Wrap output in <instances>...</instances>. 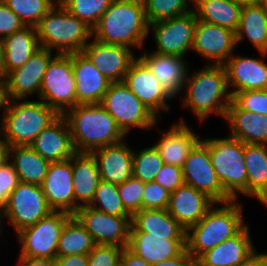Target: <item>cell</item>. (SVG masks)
<instances>
[{"label": "cell", "mask_w": 267, "mask_h": 266, "mask_svg": "<svg viewBox=\"0 0 267 266\" xmlns=\"http://www.w3.org/2000/svg\"><path fill=\"white\" fill-rule=\"evenodd\" d=\"M130 232H144L158 239L186 240L187 231L167 209H141L131 216Z\"/></svg>", "instance_id": "cell-28"}, {"label": "cell", "mask_w": 267, "mask_h": 266, "mask_svg": "<svg viewBox=\"0 0 267 266\" xmlns=\"http://www.w3.org/2000/svg\"><path fill=\"white\" fill-rule=\"evenodd\" d=\"M139 58L174 98L184 89L183 85L190 70L184 57L155 52L147 54L145 51Z\"/></svg>", "instance_id": "cell-26"}, {"label": "cell", "mask_w": 267, "mask_h": 266, "mask_svg": "<svg viewBox=\"0 0 267 266\" xmlns=\"http://www.w3.org/2000/svg\"><path fill=\"white\" fill-rule=\"evenodd\" d=\"M18 16L25 26L36 27L56 0H1Z\"/></svg>", "instance_id": "cell-38"}, {"label": "cell", "mask_w": 267, "mask_h": 266, "mask_svg": "<svg viewBox=\"0 0 267 266\" xmlns=\"http://www.w3.org/2000/svg\"><path fill=\"white\" fill-rule=\"evenodd\" d=\"M153 266H196L195 259L188 253L185 249L177 257H173L162 261L161 263L155 264Z\"/></svg>", "instance_id": "cell-50"}, {"label": "cell", "mask_w": 267, "mask_h": 266, "mask_svg": "<svg viewBox=\"0 0 267 266\" xmlns=\"http://www.w3.org/2000/svg\"><path fill=\"white\" fill-rule=\"evenodd\" d=\"M260 55H262V57H266L267 55V43H266V46L264 47V49L262 51H259Z\"/></svg>", "instance_id": "cell-60"}, {"label": "cell", "mask_w": 267, "mask_h": 266, "mask_svg": "<svg viewBox=\"0 0 267 266\" xmlns=\"http://www.w3.org/2000/svg\"><path fill=\"white\" fill-rule=\"evenodd\" d=\"M88 255H68L56 257L54 266H88Z\"/></svg>", "instance_id": "cell-51"}, {"label": "cell", "mask_w": 267, "mask_h": 266, "mask_svg": "<svg viewBox=\"0 0 267 266\" xmlns=\"http://www.w3.org/2000/svg\"><path fill=\"white\" fill-rule=\"evenodd\" d=\"M231 96L246 90H267V63L264 59L231 55L223 64Z\"/></svg>", "instance_id": "cell-21"}, {"label": "cell", "mask_w": 267, "mask_h": 266, "mask_svg": "<svg viewBox=\"0 0 267 266\" xmlns=\"http://www.w3.org/2000/svg\"><path fill=\"white\" fill-rule=\"evenodd\" d=\"M3 38L0 37V68H1V64H2V60H3Z\"/></svg>", "instance_id": "cell-58"}, {"label": "cell", "mask_w": 267, "mask_h": 266, "mask_svg": "<svg viewBox=\"0 0 267 266\" xmlns=\"http://www.w3.org/2000/svg\"><path fill=\"white\" fill-rule=\"evenodd\" d=\"M72 173L75 203L79 207L88 206L101 181L97 162L93 155L91 153H75L72 156Z\"/></svg>", "instance_id": "cell-32"}, {"label": "cell", "mask_w": 267, "mask_h": 266, "mask_svg": "<svg viewBox=\"0 0 267 266\" xmlns=\"http://www.w3.org/2000/svg\"><path fill=\"white\" fill-rule=\"evenodd\" d=\"M39 100L63 115L76 106V83L70 54H57L49 63Z\"/></svg>", "instance_id": "cell-9"}, {"label": "cell", "mask_w": 267, "mask_h": 266, "mask_svg": "<svg viewBox=\"0 0 267 266\" xmlns=\"http://www.w3.org/2000/svg\"><path fill=\"white\" fill-rule=\"evenodd\" d=\"M3 60L0 76L24 65L40 48L36 27L26 26L22 30L3 38Z\"/></svg>", "instance_id": "cell-30"}, {"label": "cell", "mask_w": 267, "mask_h": 266, "mask_svg": "<svg viewBox=\"0 0 267 266\" xmlns=\"http://www.w3.org/2000/svg\"><path fill=\"white\" fill-rule=\"evenodd\" d=\"M149 24L178 17L191 12L189 3L193 0H142ZM190 1V2H189Z\"/></svg>", "instance_id": "cell-40"}, {"label": "cell", "mask_w": 267, "mask_h": 266, "mask_svg": "<svg viewBox=\"0 0 267 266\" xmlns=\"http://www.w3.org/2000/svg\"><path fill=\"white\" fill-rule=\"evenodd\" d=\"M185 184L205 193L215 203L233 200L223 189L212 165L208 146L200 140L182 167Z\"/></svg>", "instance_id": "cell-13"}, {"label": "cell", "mask_w": 267, "mask_h": 266, "mask_svg": "<svg viewBox=\"0 0 267 266\" xmlns=\"http://www.w3.org/2000/svg\"><path fill=\"white\" fill-rule=\"evenodd\" d=\"M170 193L155 181L146 182L144 186L142 209H167Z\"/></svg>", "instance_id": "cell-46"}, {"label": "cell", "mask_w": 267, "mask_h": 266, "mask_svg": "<svg viewBox=\"0 0 267 266\" xmlns=\"http://www.w3.org/2000/svg\"><path fill=\"white\" fill-rule=\"evenodd\" d=\"M207 65L191 75L187 74L183 85L184 88L186 87L182 100L183 106L192 110L200 123L206 121L212 113L224 118L232 101V96L228 91L225 67Z\"/></svg>", "instance_id": "cell-3"}, {"label": "cell", "mask_w": 267, "mask_h": 266, "mask_svg": "<svg viewBox=\"0 0 267 266\" xmlns=\"http://www.w3.org/2000/svg\"><path fill=\"white\" fill-rule=\"evenodd\" d=\"M71 216L64 211H53L36 224L18 232L17 238L21 244L19 256L54 260L62 228Z\"/></svg>", "instance_id": "cell-10"}, {"label": "cell", "mask_w": 267, "mask_h": 266, "mask_svg": "<svg viewBox=\"0 0 267 266\" xmlns=\"http://www.w3.org/2000/svg\"><path fill=\"white\" fill-rule=\"evenodd\" d=\"M91 234L72 215L62 228L57 248V257L88 255L95 247Z\"/></svg>", "instance_id": "cell-37"}, {"label": "cell", "mask_w": 267, "mask_h": 266, "mask_svg": "<svg viewBox=\"0 0 267 266\" xmlns=\"http://www.w3.org/2000/svg\"><path fill=\"white\" fill-rule=\"evenodd\" d=\"M18 174L8 160L0 165V211L6 207L8 197L19 183Z\"/></svg>", "instance_id": "cell-47"}, {"label": "cell", "mask_w": 267, "mask_h": 266, "mask_svg": "<svg viewBox=\"0 0 267 266\" xmlns=\"http://www.w3.org/2000/svg\"><path fill=\"white\" fill-rule=\"evenodd\" d=\"M52 52L40 47L24 65L4 77L7 100H26L28 95L35 93L39 97L47 67L57 55L53 56Z\"/></svg>", "instance_id": "cell-15"}, {"label": "cell", "mask_w": 267, "mask_h": 266, "mask_svg": "<svg viewBox=\"0 0 267 266\" xmlns=\"http://www.w3.org/2000/svg\"><path fill=\"white\" fill-rule=\"evenodd\" d=\"M163 164L164 161L154 145L138 153L133 151V177L143 183L153 182Z\"/></svg>", "instance_id": "cell-41"}, {"label": "cell", "mask_w": 267, "mask_h": 266, "mask_svg": "<svg viewBox=\"0 0 267 266\" xmlns=\"http://www.w3.org/2000/svg\"><path fill=\"white\" fill-rule=\"evenodd\" d=\"M18 265L22 266H54V260L47 258L19 257Z\"/></svg>", "instance_id": "cell-53"}, {"label": "cell", "mask_w": 267, "mask_h": 266, "mask_svg": "<svg viewBox=\"0 0 267 266\" xmlns=\"http://www.w3.org/2000/svg\"><path fill=\"white\" fill-rule=\"evenodd\" d=\"M121 266H153L128 247H124L121 254Z\"/></svg>", "instance_id": "cell-52"}, {"label": "cell", "mask_w": 267, "mask_h": 266, "mask_svg": "<svg viewBox=\"0 0 267 266\" xmlns=\"http://www.w3.org/2000/svg\"><path fill=\"white\" fill-rule=\"evenodd\" d=\"M123 83L158 118L162 110L169 111L170 106L166 101L174 97L139 57L132 62Z\"/></svg>", "instance_id": "cell-16"}, {"label": "cell", "mask_w": 267, "mask_h": 266, "mask_svg": "<svg viewBox=\"0 0 267 266\" xmlns=\"http://www.w3.org/2000/svg\"><path fill=\"white\" fill-rule=\"evenodd\" d=\"M213 205L217 203L205 193L183 184L170 193L167 211L187 231L197 224Z\"/></svg>", "instance_id": "cell-20"}, {"label": "cell", "mask_w": 267, "mask_h": 266, "mask_svg": "<svg viewBox=\"0 0 267 266\" xmlns=\"http://www.w3.org/2000/svg\"><path fill=\"white\" fill-rule=\"evenodd\" d=\"M128 248L155 265L180 255L186 249V240L158 239L144 232H130Z\"/></svg>", "instance_id": "cell-31"}, {"label": "cell", "mask_w": 267, "mask_h": 266, "mask_svg": "<svg viewBox=\"0 0 267 266\" xmlns=\"http://www.w3.org/2000/svg\"><path fill=\"white\" fill-rule=\"evenodd\" d=\"M249 227L246 225L237 235L226 239L212 249L202 253L196 266H237L254 251Z\"/></svg>", "instance_id": "cell-25"}, {"label": "cell", "mask_w": 267, "mask_h": 266, "mask_svg": "<svg viewBox=\"0 0 267 266\" xmlns=\"http://www.w3.org/2000/svg\"><path fill=\"white\" fill-rule=\"evenodd\" d=\"M161 136L158 143L153 144L164 163L183 167L189 153L201 140L183 119L173 124Z\"/></svg>", "instance_id": "cell-29"}, {"label": "cell", "mask_w": 267, "mask_h": 266, "mask_svg": "<svg viewBox=\"0 0 267 266\" xmlns=\"http://www.w3.org/2000/svg\"><path fill=\"white\" fill-rule=\"evenodd\" d=\"M100 104L126 136L131 128L149 130L158 121V117L123 82L110 83Z\"/></svg>", "instance_id": "cell-8"}, {"label": "cell", "mask_w": 267, "mask_h": 266, "mask_svg": "<svg viewBox=\"0 0 267 266\" xmlns=\"http://www.w3.org/2000/svg\"><path fill=\"white\" fill-rule=\"evenodd\" d=\"M123 248L113 245H95L88 254V266H121Z\"/></svg>", "instance_id": "cell-45"}, {"label": "cell", "mask_w": 267, "mask_h": 266, "mask_svg": "<svg viewBox=\"0 0 267 266\" xmlns=\"http://www.w3.org/2000/svg\"><path fill=\"white\" fill-rule=\"evenodd\" d=\"M230 124V137L244 144L267 145V116L241 109L233 100L224 117Z\"/></svg>", "instance_id": "cell-27"}, {"label": "cell", "mask_w": 267, "mask_h": 266, "mask_svg": "<svg viewBox=\"0 0 267 266\" xmlns=\"http://www.w3.org/2000/svg\"><path fill=\"white\" fill-rule=\"evenodd\" d=\"M5 96V81L4 78L0 76V109H4L6 103Z\"/></svg>", "instance_id": "cell-56"}, {"label": "cell", "mask_w": 267, "mask_h": 266, "mask_svg": "<svg viewBox=\"0 0 267 266\" xmlns=\"http://www.w3.org/2000/svg\"><path fill=\"white\" fill-rule=\"evenodd\" d=\"M113 0H61L59 3L79 20L93 28Z\"/></svg>", "instance_id": "cell-42"}, {"label": "cell", "mask_w": 267, "mask_h": 266, "mask_svg": "<svg viewBox=\"0 0 267 266\" xmlns=\"http://www.w3.org/2000/svg\"><path fill=\"white\" fill-rule=\"evenodd\" d=\"M154 181L169 193L185 184L182 168L166 163L163 164Z\"/></svg>", "instance_id": "cell-48"}, {"label": "cell", "mask_w": 267, "mask_h": 266, "mask_svg": "<svg viewBox=\"0 0 267 266\" xmlns=\"http://www.w3.org/2000/svg\"><path fill=\"white\" fill-rule=\"evenodd\" d=\"M255 250L250 256H248L242 263L237 266H265L266 265V253L258 254Z\"/></svg>", "instance_id": "cell-54"}, {"label": "cell", "mask_w": 267, "mask_h": 266, "mask_svg": "<svg viewBox=\"0 0 267 266\" xmlns=\"http://www.w3.org/2000/svg\"><path fill=\"white\" fill-rule=\"evenodd\" d=\"M88 206L111 215L132 216L123 205L117 185L103 180L98 184L93 199Z\"/></svg>", "instance_id": "cell-39"}, {"label": "cell", "mask_w": 267, "mask_h": 266, "mask_svg": "<svg viewBox=\"0 0 267 266\" xmlns=\"http://www.w3.org/2000/svg\"><path fill=\"white\" fill-rule=\"evenodd\" d=\"M53 211L40 185L19 182L8 197L2 215L8 219L17 234Z\"/></svg>", "instance_id": "cell-11"}, {"label": "cell", "mask_w": 267, "mask_h": 266, "mask_svg": "<svg viewBox=\"0 0 267 266\" xmlns=\"http://www.w3.org/2000/svg\"><path fill=\"white\" fill-rule=\"evenodd\" d=\"M259 5L262 7V9L267 14V0H260Z\"/></svg>", "instance_id": "cell-59"}, {"label": "cell", "mask_w": 267, "mask_h": 266, "mask_svg": "<svg viewBox=\"0 0 267 266\" xmlns=\"http://www.w3.org/2000/svg\"><path fill=\"white\" fill-rule=\"evenodd\" d=\"M76 153L92 151L123 141L126 135L100 104H77L64 114Z\"/></svg>", "instance_id": "cell-2"}, {"label": "cell", "mask_w": 267, "mask_h": 266, "mask_svg": "<svg viewBox=\"0 0 267 266\" xmlns=\"http://www.w3.org/2000/svg\"><path fill=\"white\" fill-rule=\"evenodd\" d=\"M232 100L243 110L267 116V90L236 92Z\"/></svg>", "instance_id": "cell-44"}, {"label": "cell", "mask_w": 267, "mask_h": 266, "mask_svg": "<svg viewBox=\"0 0 267 266\" xmlns=\"http://www.w3.org/2000/svg\"><path fill=\"white\" fill-rule=\"evenodd\" d=\"M241 5L259 4L260 0H234Z\"/></svg>", "instance_id": "cell-57"}, {"label": "cell", "mask_w": 267, "mask_h": 266, "mask_svg": "<svg viewBox=\"0 0 267 266\" xmlns=\"http://www.w3.org/2000/svg\"><path fill=\"white\" fill-rule=\"evenodd\" d=\"M9 161L20 182L42 185L49 161L42 158L31 146L9 147Z\"/></svg>", "instance_id": "cell-35"}, {"label": "cell", "mask_w": 267, "mask_h": 266, "mask_svg": "<svg viewBox=\"0 0 267 266\" xmlns=\"http://www.w3.org/2000/svg\"><path fill=\"white\" fill-rule=\"evenodd\" d=\"M236 45L235 31L197 20L192 50L211 65H223L234 54Z\"/></svg>", "instance_id": "cell-17"}, {"label": "cell", "mask_w": 267, "mask_h": 266, "mask_svg": "<svg viewBox=\"0 0 267 266\" xmlns=\"http://www.w3.org/2000/svg\"><path fill=\"white\" fill-rule=\"evenodd\" d=\"M150 31L142 0H113L92 28V38L105 44L142 48Z\"/></svg>", "instance_id": "cell-1"}, {"label": "cell", "mask_w": 267, "mask_h": 266, "mask_svg": "<svg viewBox=\"0 0 267 266\" xmlns=\"http://www.w3.org/2000/svg\"><path fill=\"white\" fill-rule=\"evenodd\" d=\"M41 187L54 211L73 215L80 208L74 198L72 157L61 162H50Z\"/></svg>", "instance_id": "cell-19"}, {"label": "cell", "mask_w": 267, "mask_h": 266, "mask_svg": "<svg viewBox=\"0 0 267 266\" xmlns=\"http://www.w3.org/2000/svg\"><path fill=\"white\" fill-rule=\"evenodd\" d=\"M0 133V165L9 160V144L2 138Z\"/></svg>", "instance_id": "cell-55"}, {"label": "cell", "mask_w": 267, "mask_h": 266, "mask_svg": "<svg viewBox=\"0 0 267 266\" xmlns=\"http://www.w3.org/2000/svg\"><path fill=\"white\" fill-rule=\"evenodd\" d=\"M238 200L217 203L186 234V249L196 260L202 253L212 249L226 239L237 235L247 224L243 220L242 205Z\"/></svg>", "instance_id": "cell-4"}, {"label": "cell", "mask_w": 267, "mask_h": 266, "mask_svg": "<svg viewBox=\"0 0 267 266\" xmlns=\"http://www.w3.org/2000/svg\"><path fill=\"white\" fill-rule=\"evenodd\" d=\"M196 23V14L192 9L185 15L149 24L157 46V50L153 52L185 57L188 50L192 49Z\"/></svg>", "instance_id": "cell-14"}, {"label": "cell", "mask_w": 267, "mask_h": 266, "mask_svg": "<svg viewBox=\"0 0 267 266\" xmlns=\"http://www.w3.org/2000/svg\"><path fill=\"white\" fill-rule=\"evenodd\" d=\"M96 245L128 247L131 216H117L82 206L73 214Z\"/></svg>", "instance_id": "cell-12"}, {"label": "cell", "mask_w": 267, "mask_h": 266, "mask_svg": "<svg viewBox=\"0 0 267 266\" xmlns=\"http://www.w3.org/2000/svg\"><path fill=\"white\" fill-rule=\"evenodd\" d=\"M39 45L57 54L82 52L92 38V28L72 15L59 2L36 26Z\"/></svg>", "instance_id": "cell-6"}, {"label": "cell", "mask_w": 267, "mask_h": 266, "mask_svg": "<svg viewBox=\"0 0 267 266\" xmlns=\"http://www.w3.org/2000/svg\"><path fill=\"white\" fill-rule=\"evenodd\" d=\"M6 100L0 133L12 146H29L60 114L43 101Z\"/></svg>", "instance_id": "cell-5"}, {"label": "cell", "mask_w": 267, "mask_h": 266, "mask_svg": "<svg viewBox=\"0 0 267 266\" xmlns=\"http://www.w3.org/2000/svg\"><path fill=\"white\" fill-rule=\"evenodd\" d=\"M246 36L257 51H262L266 46L267 14L259 4L242 5L236 30L237 46Z\"/></svg>", "instance_id": "cell-36"}, {"label": "cell", "mask_w": 267, "mask_h": 266, "mask_svg": "<svg viewBox=\"0 0 267 266\" xmlns=\"http://www.w3.org/2000/svg\"><path fill=\"white\" fill-rule=\"evenodd\" d=\"M24 23L0 0V37L4 38L22 30Z\"/></svg>", "instance_id": "cell-49"}, {"label": "cell", "mask_w": 267, "mask_h": 266, "mask_svg": "<svg viewBox=\"0 0 267 266\" xmlns=\"http://www.w3.org/2000/svg\"><path fill=\"white\" fill-rule=\"evenodd\" d=\"M91 154L97 162L101 180L119 185L133 176V150L124 140L98 148Z\"/></svg>", "instance_id": "cell-24"}, {"label": "cell", "mask_w": 267, "mask_h": 266, "mask_svg": "<svg viewBox=\"0 0 267 266\" xmlns=\"http://www.w3.org/2000/svg\"><path fill=\"white\" fill-rule=\"evenodd\" d=\"M83 48L82 52L97 70L110 82H123L132 62L136 59L126 46L105 44L95 40Z\"/></svg>", "instance_id": "cell-18"}, {"label": "cell", "mask_w": 267, "mask_h": 266, "mask_svg": "<svg viewBox=\"0 0 267 266\" xmlns=\"http://www.w3.org/2000/svg\"><path fill=\"white\" fill-rule=\"evenodd\" d=\"M29 146L49 162L65 161L76 153L68 122L63 115L36 136Z\"/></svg>", "instance_id": "cell-23"}, {"label": "cell", "mask_w": 267, "mask_h": 266, "mask_svg": "<svg viewBox=\"0 0 267 266\" xmlns=\"http://www.w3.org/2000/svg\"><path fill=\"white\" fill-rule=\"evenodd\" d=\"M209 149L212 165L224 191L233 199L247 196L244 143L233 137L202 140Z\"/></svg>", "instance_id": "cell-7"}, {"label": "cell", "mask_w": 267, "mask_h": 266, "mask_svg": "<svg viewBox=\"0 0 267 266\" xmlns=\"http://www.w3.org/2000/svg\"><path fill=\"white\" fill-rule=\"evenodd\" d=\"M71 62L76 83V105L100 103L110 82L83 52L71 53Z\"/></svg>", "instance_id": "cell-22"}, {"label": "cell", "mask_w": 267, "mask_h": 266, "mask_svg": "<svg viewBox=\"0 0 267 266\" xmlns=\"http://www.w3.org/2000/svg\"><path fill=\"white\" fill-rule=\"evenodd\" d=\"M144 186L145 183L133 176L122 184L117 185L123 205L131 215L142 209Z\"/></svg>", "instance_id": "cell-43"}, {"label": "cell", "mask_w": 267, "mask_h": 266, "mask_svg": "<svg viewBox=\"0 0 267 266\" xmlns=\"http://www.w3.org/2000/svg\"><path fill=\"white\" fill-rule=\"evenodd\" d=\"M197 20L231 29L239 26L242 5L234 0H193Z\"/></svg>", "instance_id": "cell-34"}, {"label": "cell", "mask_w": 267, "mask_h": 266, "mask_svg": "<svg viewBox=\"0 0 267 266\" xmlns=\"http://www.w3.org/2000/svg\"><path fill=\"white\" fill-rule=\"evenodd\" d=\"M2 220H3V215H2V212L0 211V235L3 234V233H2V226H3V225H2V224H3V223H2V222H3Z\"/></svg>", "instance_id": "cell-61"}, {"label": "cell", "mask_w": 267, "mask_h": 266, "mask_svg": "<svg viewBox=\"0 0 267 266\" xmlns=\"http://www.w3.org/2000/svg\"><path fill=\"white\" fill-rule=\"evenodd\" d=\"M247 196L267 206V145L244 144Z\"/></svg>", "instance_id": "cell-33"}]
</instances>
